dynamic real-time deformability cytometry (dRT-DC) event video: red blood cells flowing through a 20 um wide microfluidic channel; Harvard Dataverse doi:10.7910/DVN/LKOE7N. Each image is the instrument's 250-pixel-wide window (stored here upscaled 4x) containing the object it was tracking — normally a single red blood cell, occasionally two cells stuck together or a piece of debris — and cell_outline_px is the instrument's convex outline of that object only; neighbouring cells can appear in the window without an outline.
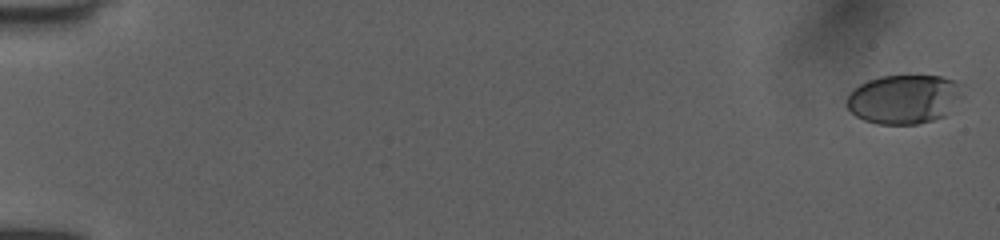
{"species": "human", "species_latin": "Homo sapiens", "temperature_condition": "room temperature", "stored_images_in_passage": 53, "camera_frame_rate_fps": 3000, "um_per_image_px": 0.085, "donor": {"sex": "female"}, "frame": {"image": 1, "passage_image": 2, "time_ms": 0.333, "image_size_px": [1000, 240], "cell_outline_px": [[964, 96], [944, 116], [932, 120], [916, 124], [876, 124], [864, 120], [856, 116], [844, 104], [848, 96], [860, 84], [868, 80], [880, 76], [940, 76], [956, 80], [964, 84]], "centroid_in_image_um": [76.89, 8.42], "position_along_channel_um": 8.1, "area_um2": 33.52}}
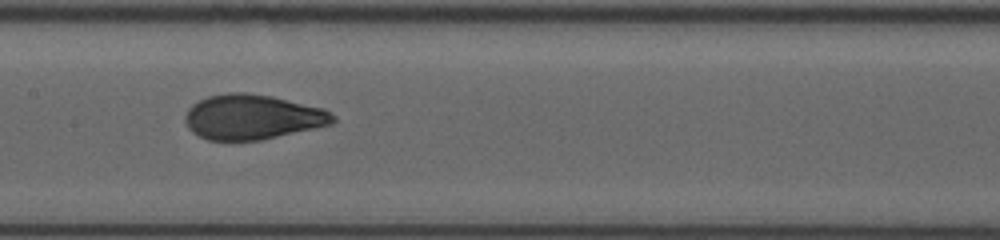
{"frame": {"image": 2, "passage_image": 29, "time_ms": 9.333, "image_size_px": [1000, 240], "cell_outline_px": [[336, 120], [332, 124], [260, 140], [208, 140], [192, 132], [188, 128], [184, 120], [184, 116], [188, 108], [192, 104], [208, 96], [228, 92], [244, 92], [272, 96], [324, 108], [336, 116]], "centroid_in_image_um": [21.44, 9.93], "position_along_channel_um": 186.0, "area_um2": 38.73}}
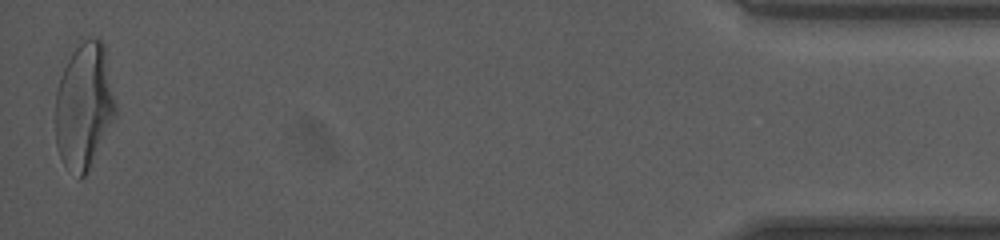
{"frame": {"image": 3, "passage_image": 53, "time_ms": 17.333, "image_size_px": [1000, 240], "cell_outline_px": [[116, 116], [84, 176], [80, 180], [64, 164], [60, 156], [56, 144], [56, 92], [60, 76], [72, 52], [84, 40], [100, 40], [104, 44], [116, 104]], "centroid_in_image_um": [7.14, 9.02], "position_along_channel_um": 428.1, "area_um2": 43.52}, "authors_computed_cell_mechanics": {"area_um2": 38.4948, "velocity_mm_per_s": 4.0394, "shape_relaxation_time_tau1_ms": 4.913, "shape_relaxation_time_tau2_ms": null, "deformation_change_tau1": 0.1904, "deformation_change_tau2": null}}